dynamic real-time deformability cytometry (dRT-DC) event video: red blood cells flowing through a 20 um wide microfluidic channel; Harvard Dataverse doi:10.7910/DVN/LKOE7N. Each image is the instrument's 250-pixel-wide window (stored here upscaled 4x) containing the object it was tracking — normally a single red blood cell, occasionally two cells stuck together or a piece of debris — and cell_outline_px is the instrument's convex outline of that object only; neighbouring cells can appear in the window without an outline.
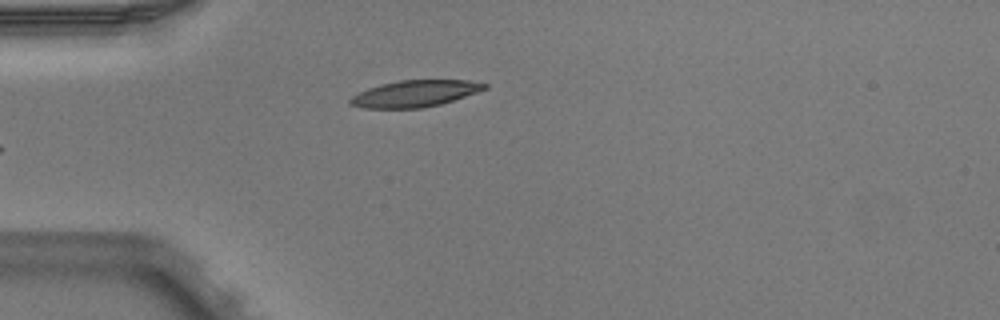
{"species": "Egyptian fruit bat (a non-hibernating species)", "species_latin": "Rousettus aegyptiacus", "temperature_condition": "warm", "stored_images_in_passage": 5, "camera_frame_rate_fps": 3000, "um_per_image_px": 0.085, "animal": {"sex": "male"}, "frame": {"image": 1, "passage_image": 5, "time_ms": 1.333, "image_size_px": [1000, 320], "cell_outline_px": [[488, 88], [440, 104], [420, 108], [364, 108], [348, 104], [348, 100], [352, 96], [368, 88], [380, 84], [400, 80], [468, 80], [488, 84]], "centroid_in_image_um": [35.23, 7.95], "position_along_channel_um": 49.8, "area_um2": 20.63}}